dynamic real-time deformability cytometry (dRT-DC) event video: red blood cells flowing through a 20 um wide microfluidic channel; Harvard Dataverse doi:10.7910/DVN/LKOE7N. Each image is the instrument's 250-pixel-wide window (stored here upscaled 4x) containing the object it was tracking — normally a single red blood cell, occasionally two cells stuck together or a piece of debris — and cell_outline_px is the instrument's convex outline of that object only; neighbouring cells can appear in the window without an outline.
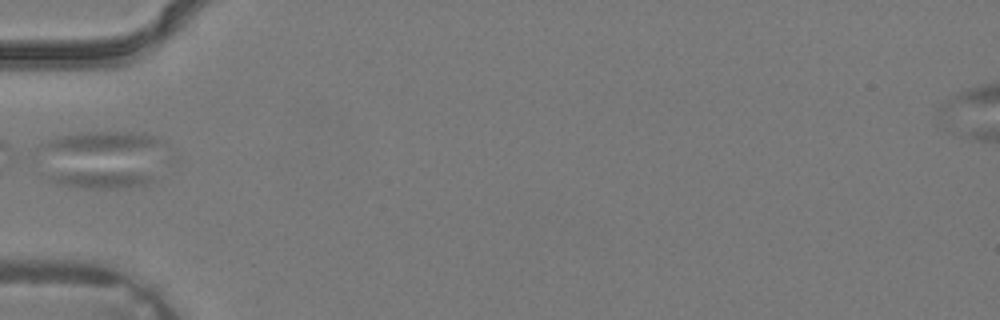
{"species": "common noctule bat (a hibernating species)", "species_latin": "Nyctalus noctula", "temperature_condition": "warm", "stored_images_in_passage": 4, "camera_frame_rate_fps": 3000, "um_per_image_px": 0.085, "animal": {"sex": "male", "body_mass_g": 19.2, "forearm_length_mm": 51.8}, "frame": {"image": 1, "passage_image": 3, "time_ms": 0.667, "image_size_px": [1000, 320], "cell_outline_px": [[152, 180], [144, 184], [116, 188], [80, 188], [60, 184], [44, 180], [32, 172], [132, 172], [152, 176]], "centroid_in_image_um": [8.14, 15.22], "position_along_channel_um": 76.9, "area_um2": 10.81}}